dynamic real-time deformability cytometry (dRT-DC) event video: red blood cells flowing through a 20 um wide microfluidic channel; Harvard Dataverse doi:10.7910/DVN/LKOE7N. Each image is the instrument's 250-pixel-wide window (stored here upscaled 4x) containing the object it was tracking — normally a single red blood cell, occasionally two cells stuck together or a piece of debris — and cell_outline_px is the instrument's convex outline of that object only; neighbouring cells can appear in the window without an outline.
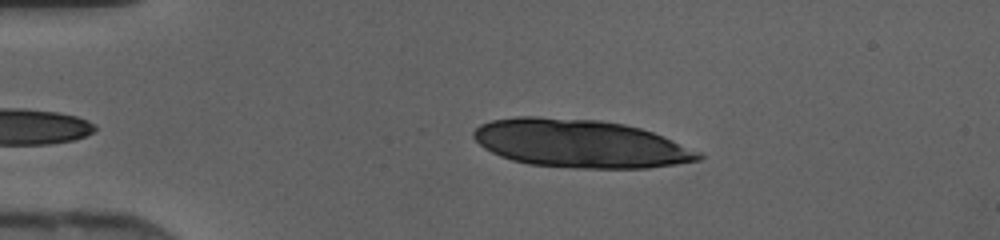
{"species": "human", "species_latin": "Homo sapiens", "temperature_condition": "cold", "stored_images_in_passage": 33, "camera_frame_rate_fps": 3000, "um_per_image_px": 0.085, "donor": {"sex": "female"}, "frame": {"image": 1, "passage_image": 3, "time_ms": 0.667, "image_size_px": [1000, 240], "cell_outline_px": [[704, 156], [700, 160], [676, 164], [648, 168], [576, 168], [528, 164], [512, 160], [500, 156], [484, 148], [472, 136], [472, 132], [480, 124], [492, 120], [516, 116], [536, 116], [600, 120], [624, 124], [640, 128], [664, 136], [704, 152]], "centroid_in_image_um": [49.35, 12.2], "position_along_channel_um": 35.7, "area_um2": 63.52}}
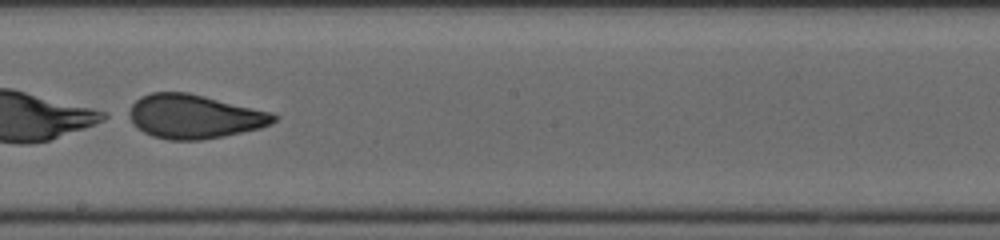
{"frame": {"image": 2, "passage_image": 20, "time_ms": 6.333, "image_size_px": [1000, 240], "cell_outline_px": [[280, 116], [272, 124], [260, 128], [224, 136], [200, 140], [168, 140], [152, 136], [144, 132], [132, 124], [124, 116], [124, 112], [140, 96], [152, 92], [188, 92], [272, 112]], "centroid_in_image_um": [16.46, 9.9], "position_along_channel_um": 231.7, "area_um2": 37.63}}
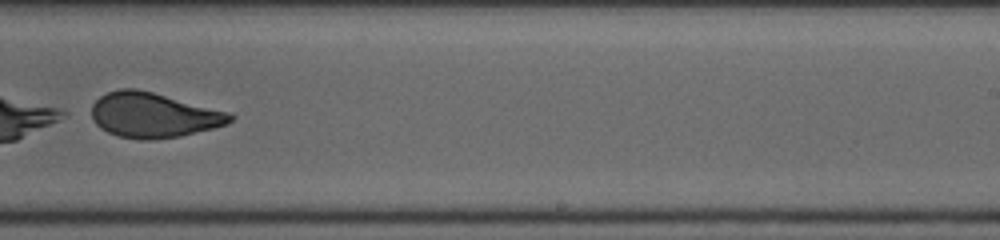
{"frame": {"image": 3, "passage_image": 23, "time_ms": 7.333, "image_size_px": [1000, 240], "cell_outline_px": [[236, 116], [228, 124], [180, 136], [152, 140], [140, 140], [120, 136], [108, 132], [100, 128], [92, 120], [92, 104], [100, 96], [108, 92], [120, 88], [136, 88], [232, 112]], "centroid_in_image_um": [13.06, 9.78], "position_along_channel_um": 275.9, "area_um2": 36.47}}